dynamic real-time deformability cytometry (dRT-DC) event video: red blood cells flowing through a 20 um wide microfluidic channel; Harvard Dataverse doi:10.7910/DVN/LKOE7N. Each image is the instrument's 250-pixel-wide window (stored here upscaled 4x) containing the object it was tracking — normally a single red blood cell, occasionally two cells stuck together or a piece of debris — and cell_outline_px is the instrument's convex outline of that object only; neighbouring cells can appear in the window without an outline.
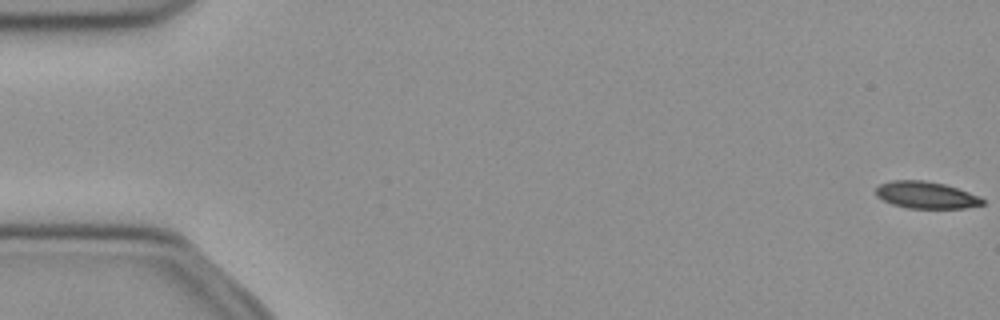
{"species": "common noctule bat (a hibernating species)", "species_latin": "Nyctalus noctula", "temperature_condition": "cold", "stored_images_in_passage": 52, "camera_frame_rate_fps": 3000, "um_per_image_px": 0.085, "animal": {"sex": "female", "body_mass_g": 21.9}, "frame": {"image": 1, "passage_image": 1, "time_ms": 0.0, "image_size_px": [1000, 320], "cell_outline_px": [[984, 204], [964, 208], [908, 208], [892, 204], [876, 196], [876, 188], [880, 184], [892, 180], [924, 180], [944, 184], [980, 196], [984, 200]], "centroid_in_image_um": [78.71, 16.58], "position_along_channel_um": 6.3, "area_um2": 16.65}}
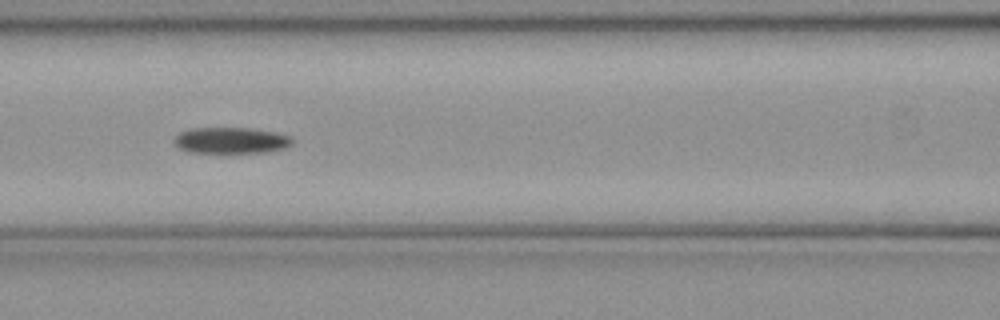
{"frame": {"image": 2, "passage_image": 23, "time_ms": 7.333, "image_size_px": [1000, 320], "cell_outline_px": [[292, 144], [284, 148], [264, 152], [188, 152], [176, 148], [172, 140], [180, 132], [192, 128], [252, 128], [276, 132], [292, 136]], "centroid_in_image_um": [19.6, 11.93], "position_along_channel_um": 147.0, "area_um2": 18.09}}
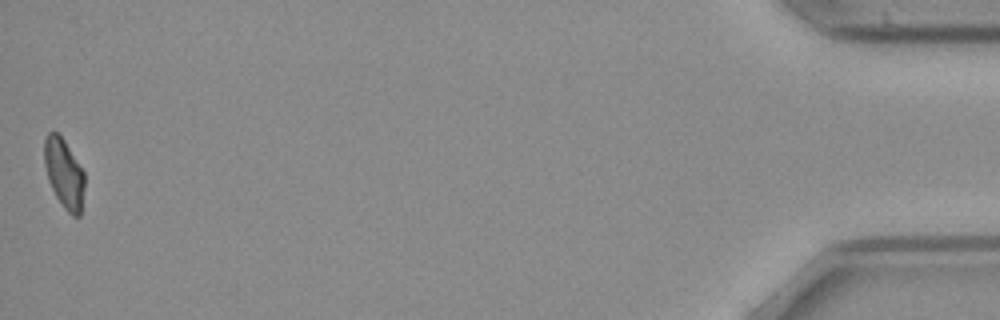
{"frame": {"image": 3, "passage_image": 52, "time_ms": 17.0, "image_size_px": [1000, 320], "cell_outline_px": [[84, 184], [80, 216], [72, 216], [64, 208], [56, 196], [48, 180], [44, 164], [44, 140], [48, 132], [56, 132], [64, 140], [84, 172]], "centroid_in_image_um": [5.43, 14.74], "position_along_channel_um": 429.8, "area_um2": 16.07}, "authors_computed_cell_mechanics": {"area_um2": 17.6868, "velocity_mm_per_s": 3.9762, "shape_relaxation_time_tau1_ms": 8.2323, "shape_relaxation_time_tau2_ms": null, "deformation_change_tau1": 0.159, "deformation_change_tau2": null}}